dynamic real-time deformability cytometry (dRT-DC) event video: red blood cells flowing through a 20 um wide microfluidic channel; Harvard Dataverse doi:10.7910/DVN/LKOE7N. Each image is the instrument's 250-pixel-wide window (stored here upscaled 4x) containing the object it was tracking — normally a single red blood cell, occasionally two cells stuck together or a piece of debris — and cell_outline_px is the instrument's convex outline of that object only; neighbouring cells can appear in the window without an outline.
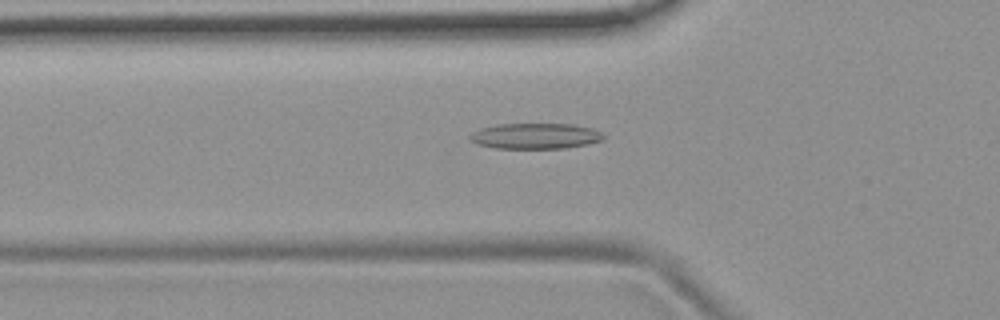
{"species": "common noctule bat (a hibernating species)", "species_latin": "Nyctalus noctula", "temperature_condition": "room temperature", "stored_images_in_passage": 48, "camera_frame_rate_fps": 3000, "um_per_image_px": 0.085, "animal": {"sex": "female", "body_mass_g": 19.9}, "frame": {"image": 1, "passage_image": 13, "time_ms": 4.0, "image_size_px": [1000, 320], "cell_outline_px": [[604, 140], [588, 144], [564, 148], [496, 148], [476, 144], [468, 140], [468, 136], [472, 132], [480, 128], [496, 124], [572, 124], [592, 128], [600, 132], [604, 136]], "centroid_in_image_um": [45.47, 11.56], "position_along_channel_um": 80.3, "area_um2": 20.11}}
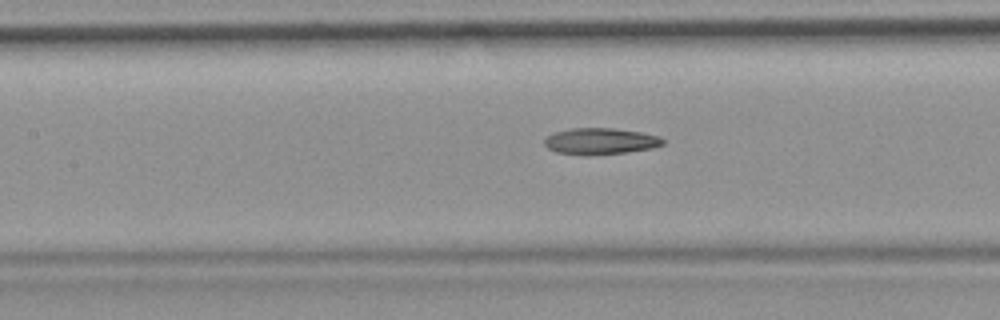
{"frame": {"image": 2, "passage_image": 19, "time_ms": 6.0, "image_size_px": [1000, 320], "cell_outline_px": [[664, 144], [652, 148], [624, 152], [588, 156], [584, 156], [556, 152], [548, 148], [544, 144], [544, 140], [548, 136], [556, 132], [572, 128], [612, 128], [640, 132], [660, 136], [664, 140]], "centroid_in_image_um": [51.03, 12.01], "position_along_channel_um": 156.4, "area_um2": 18.21}}
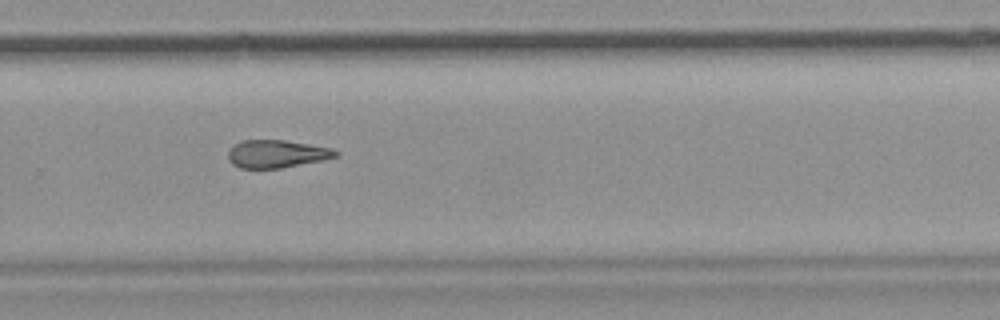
{"frame": {"image": 3, "passage_image": 31, "time_ms": 10.0, "image_size_px": [1000, 320], "cell_outline_px": [[340, 152], [336, 156], [320, 160], [280, 168], [240, 168], [232, 164], [228, 160], [228, 152], [236, 144], [244, 140], [284, 140], [332, 148]], "centroid_in_image_um": [23.5, 13.08], "position_along_channel_um": 306.3, "area_um2": 17.11}}